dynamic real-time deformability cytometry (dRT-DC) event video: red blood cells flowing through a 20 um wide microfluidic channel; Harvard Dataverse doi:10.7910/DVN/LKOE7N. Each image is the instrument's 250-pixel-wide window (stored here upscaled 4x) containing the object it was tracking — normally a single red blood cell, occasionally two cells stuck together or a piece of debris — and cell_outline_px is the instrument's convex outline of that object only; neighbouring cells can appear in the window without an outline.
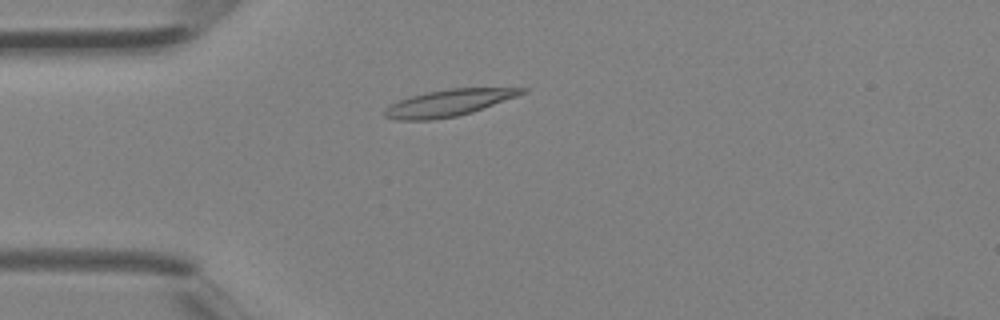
{"species": "Egyptian fruit bat (a non-hibernating species)", "species_latin": "Rousettus aegyptiacus", "temperature_condition": "room temperature", "stored_images_in_passage": 4, "camera_frame_rate_fps": 3000, "um_per_image_px": 0.085, "animal": {"sex": "female"}, "frame": {"image": 1, "passage_image": 4, "time_ms": 1.0, "image_size_px": [1000, 320], "cell_outline_px": [[528, 92], [472, 112], [456, 116], [432, 120], [396, 120], [384, 116], [384, 112], [392, 104], [400, 100], [412, 96], [428, 92], [448, 88], [528, 88]], "centroid_in_image_um": [38.17, 8.74], "position_along_channel_um": 46.8, "area_um2": 20.98}}